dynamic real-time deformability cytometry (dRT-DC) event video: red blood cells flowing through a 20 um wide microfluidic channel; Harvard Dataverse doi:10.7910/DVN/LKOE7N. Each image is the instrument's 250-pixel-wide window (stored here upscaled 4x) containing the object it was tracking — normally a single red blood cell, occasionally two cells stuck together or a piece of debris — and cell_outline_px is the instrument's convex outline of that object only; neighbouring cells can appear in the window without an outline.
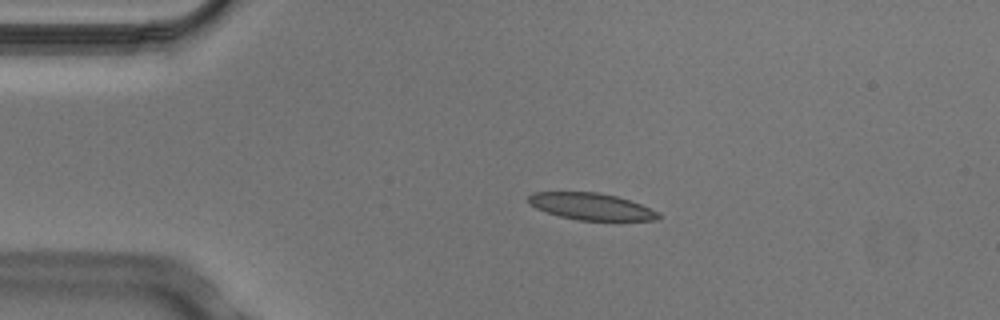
{"species": "Egyptian fruit bat (a non-hibernating species)", "species_latin": "Rousettus aegyptiacus", "temperature_condition": "cold", "stored_images_in_passage": 3, "camera_frame_rate_fps": 3000, "um_per_image_px": 0.085, "animal": {"sex": "male"}, "frame": {"image": 1, "passage_image": 1, "time_ms": 0.0, "image_size_px": [1000, 320], "cell_outline_px": [[660, 216], [656, 220], [580, 220], [560, 216], [536, 208], [528, 200], [528, 196], [532, 192], [596, 192], [616, 196], [640, 204], [660, 212]], "centroid_in_image_um": [50.26, 17.54], "position_along_channel_um": 34.7, "area_um2": 20.0}}